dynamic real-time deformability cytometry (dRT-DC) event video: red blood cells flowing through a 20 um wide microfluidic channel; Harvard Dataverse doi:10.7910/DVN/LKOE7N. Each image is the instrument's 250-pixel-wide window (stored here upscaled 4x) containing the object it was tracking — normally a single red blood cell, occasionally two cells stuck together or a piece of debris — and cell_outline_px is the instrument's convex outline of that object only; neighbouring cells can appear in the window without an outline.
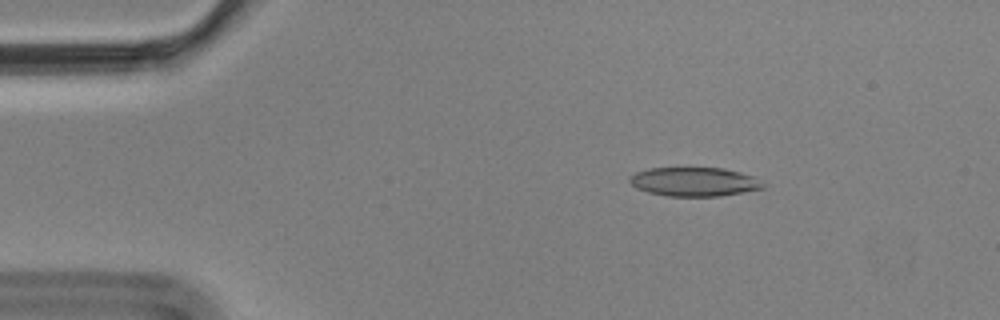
{"species": "Egyptian fruit bat (a non-hibernating species)", "species_latin": "Rousettus aegyptiacus", "temperature_condition": "cold", "stored_images_in_passage": 4, "camera_frame_rate_fps": 3000, "um_per_image_px": 0.085, "animal": {"sex": "male"}, "frame": {"image": 1, "passage_image": 3, "time_ms": 0.667, "image_size_px": [1000, 320], "cell_outline_px": [[764, 188], [744, 192], [720, 196], [668, 196], [648, 192], [636, 188], [628, 180], [628, 176], [636, 172], [648, 168], [724, 168], [740, 172], [752, 176], [764, 184]], "centroid_in_image_um": [58.98, 15.45], "position_along_channel_um": 26.0, "area_um2": 22.48}}